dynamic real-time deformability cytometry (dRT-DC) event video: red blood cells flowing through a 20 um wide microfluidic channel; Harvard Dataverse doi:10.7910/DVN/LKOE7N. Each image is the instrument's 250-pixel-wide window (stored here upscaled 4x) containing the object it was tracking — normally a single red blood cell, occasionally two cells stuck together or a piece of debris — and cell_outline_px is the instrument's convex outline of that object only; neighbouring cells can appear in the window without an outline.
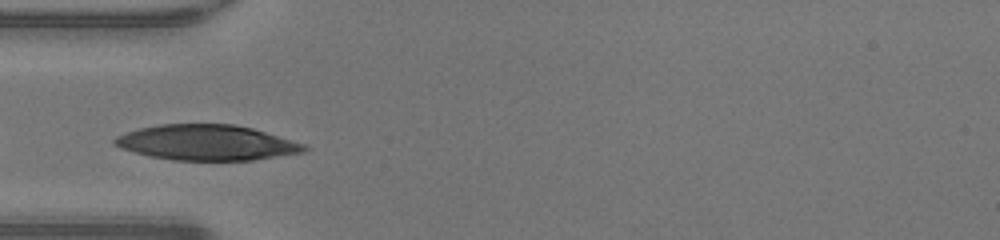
{"species": "human", "species_latin": "Homo sapiens", "temperature_condition": "warm", "stored_images_in_passage": 28, "camera_frame_rate_fps": 3000, "um_per_image_px": 0.085, "donor": {"sex": "male"}, "frame": {"image": 1, "passage_image": 1, "time_ms": 0.0, "image_size_px": [1000, 240], "cell_outline_px": [[308, 148], [304, 152], [252, 160], [172, 160], [148, 156], [120, 148], [112, 144], [112, 140], [116, 136], [140, 128], [160, 124], [236, 124], [252, 128], [304, 144]], "centroid_in_image_um": [17.52, 12.12], "position_along_channel_um": 67.5, "area_um2": 38.96}}
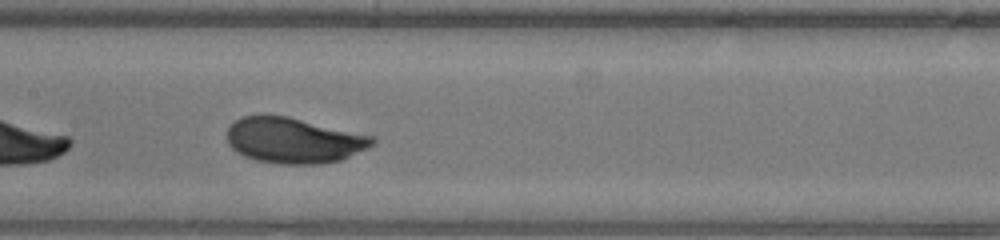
{"frame": {"image": 2, "passage_image": 9, "time_ms": 2.667, "image_size_px": [1000, 240], "cell_outline_px": [[376, 144], [344, 160], [320, 164], [280, 164], [256, 160], [244, 156], [236, 152], [228, 144], [228, 128], [240, 116], [288, 116], [376, 136]], "centroid_in_image_um": [25.04, 11.95], "position_along_channel_um": 182.4, "area_um2": 38.96}}
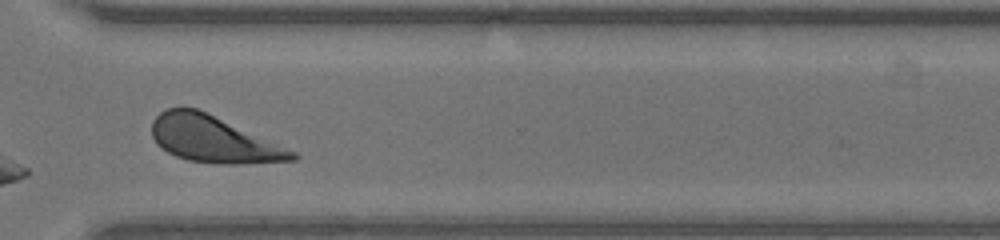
{"frame": {"image": 3, "passage_image": 21, "time_ms": 6.667, "image_size_px": [1000, 240], "cell_outline_px": [[300, 156], [296, 160], [232, 164], [216, 164], [188, 160], [176, 156], [160, 148], [156, 144], [152, 136], [152, 120], [160, 112], [168, 108], [196, 108], [296, 152]], "centroid_in_image_um": [18.09, 11.85], "position_along_channel_um": 352.5, "area_um2": 37.45}, "authors_computed_cell_mechanics": {"area_um2": 38.6971, "velocity_mm_per_s": 4.2572, "shape_relaxation_time_tau1_ms": 2.0309, "shape_relaxation_time_tau2_ms": null, "deformation_change_tau1": 0.1517, "deformation_change_tau2": null}}